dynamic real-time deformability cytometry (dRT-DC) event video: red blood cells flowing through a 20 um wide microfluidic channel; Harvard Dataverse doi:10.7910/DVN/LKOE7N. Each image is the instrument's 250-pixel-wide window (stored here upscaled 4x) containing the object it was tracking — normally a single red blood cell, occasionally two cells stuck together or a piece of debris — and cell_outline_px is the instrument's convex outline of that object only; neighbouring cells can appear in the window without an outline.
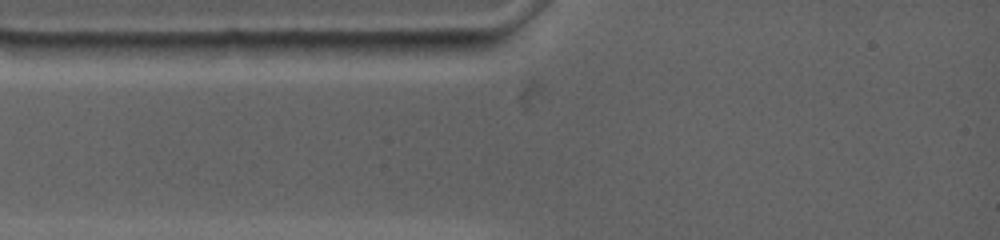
{"species": "common noctule bat (a hibernating species)", "species_latin": "Nyctalus noctula", "temperature_condition": "warm", "stored_images_in_passage": 1, "camera_frame_rate_fps": 4500, "um_per_image_px": 0.085, "animal": {"sex": "female", "body_mass_g": 19.0, "forearm_length_mm": 53.3}, "frame": {"image": 1, "passage_image": 1, "time_ms": 0.0, "image_size_px": [1000, 240], "cell_outline_px": [[188, 44], [176, 60], [112, 60], [88, 56], [40, 44], [84, 40], [88, 40]], "centroid_in_image_um": [10.42, 4.23], "position_along_channel_um": 74.6, "area_um2": 14.8}}